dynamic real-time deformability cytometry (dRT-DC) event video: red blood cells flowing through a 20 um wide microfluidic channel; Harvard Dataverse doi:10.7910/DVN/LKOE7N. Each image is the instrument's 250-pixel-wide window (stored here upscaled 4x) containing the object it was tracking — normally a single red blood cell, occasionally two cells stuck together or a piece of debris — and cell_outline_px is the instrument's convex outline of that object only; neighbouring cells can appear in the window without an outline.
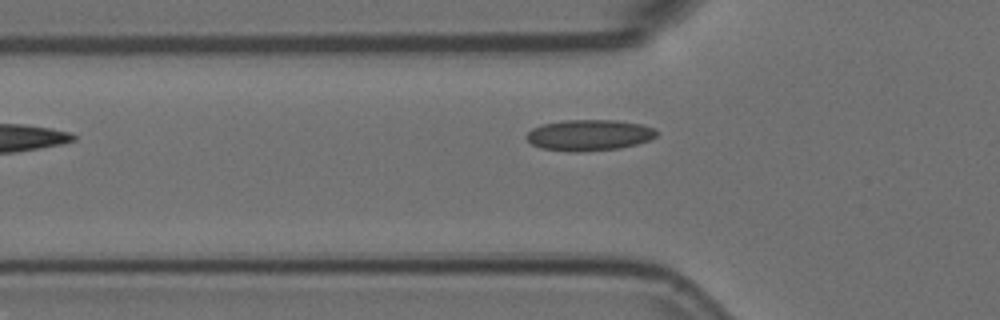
{"species": "Egyptian fruit bat (a non-hibernating species)", "species_latin": "Rousettus aegyptiacus", "temperature_condition": "room temperature", "stored_images_in_passage": 25, "camera_frame_rate_fps": 3000, "um_per_image_px": 0.085, "animal": {"sex": "female"}, "frame": {"image": 1, "passage_image": 3, "time_ms": 0.667, "image_size_px": [1000, 320], "cell_outline_px": [[660, 132], [656, 136], [648, 140], [636, 144], [616, 148], [576, 152], [572, 152], [540, 148], [532, 144], [524, 136], [532, 128], [540, 124], [564, 120], [616, 120], [640, 124], [656, 128]], "centroid_in_image_um": [50.06, 11.47], "position_along_channel_um": 75.7, "area_um2": 23.58}}
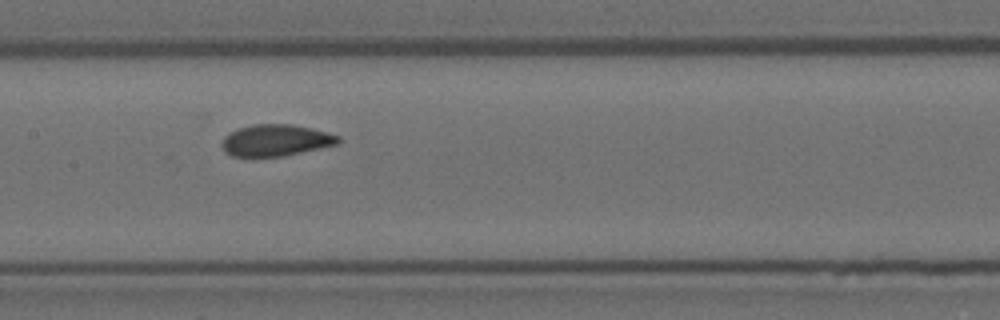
{"frame": {"image": 2, "passage_image": 12, "time_ms": 3.667, "image_size_px": [1000, 320], "cell_outline_px": [[340, 144], [284, 156], [232, 156], [224, 152], [224, 136], [236, 128], [252, 124], [292, 124], [312, 128], [328, 132], [340, 136]], "centroid_in_image_um": [23.49, 11.91], "position_along_channel_um": 183.9, "area_um2": 21.5}}
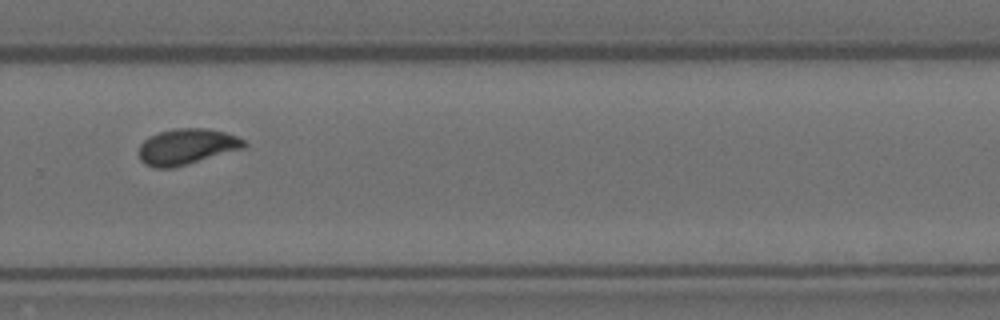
{"frame": {"image": 3, "passage_image": 23, "time_ms": 7.333, "image_size_px": [1000, 320], "cell_outline_px": [[248, 144], [244, 148], [188, 164], [172, 168], [152, 168], [144, 164], [140, 160], [140, 144], [148, 136], [160, 132], [176, 128], [208, 128], [224, 132], [236, 136], [244, 140]], "centroid_in_image_um": [15.86, 12.47], "position_along_channel_um": 313.9, "area_um2": 22.02}}